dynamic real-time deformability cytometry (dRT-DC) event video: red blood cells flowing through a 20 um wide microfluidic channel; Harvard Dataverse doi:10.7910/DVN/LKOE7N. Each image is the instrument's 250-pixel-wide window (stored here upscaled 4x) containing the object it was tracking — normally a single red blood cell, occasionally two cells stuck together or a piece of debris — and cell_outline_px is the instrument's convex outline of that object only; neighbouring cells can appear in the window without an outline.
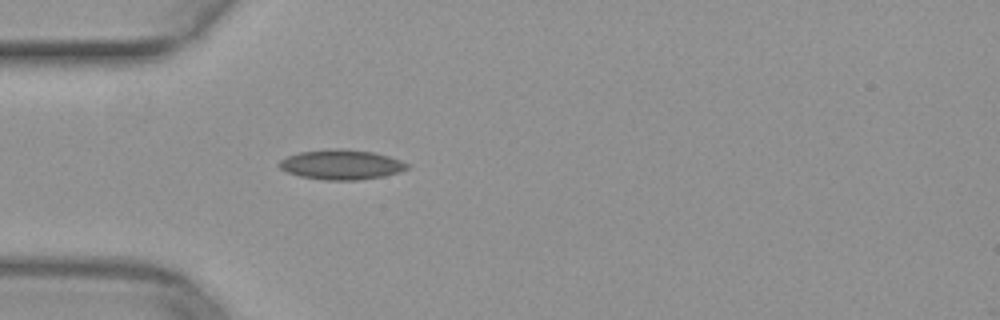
{"species": "common noctule bat (a hibernating species)", "species_latin": "Nyctalus noctula", "temperature_condition": "warm", "stored_images_in_passage": 31, "camera_frame_rate_fps": 3000, "um_per_image_px": 0.085, "animal": {"sex": "female", "body_mass_g": 29.2, "forearm_length_mm": 56.3}, "frame": {"image": 1, "passage_image": 1, "time_ms": 0.0, "image_size_px": [1000, 320], "cell_outline_px": [[408, 168], [400, 172], [384, 176], [356, 180], [324, 180], [300, 176], [288, 172], [280, 168], [280, 160], [288, 156], [300, 152], [376, 152], [400, 160], [408, 164]], "centroid_in_image_um": [29.06, 14.05], "position_along_channel_um": 55.9, "area_um2": 20.98}}
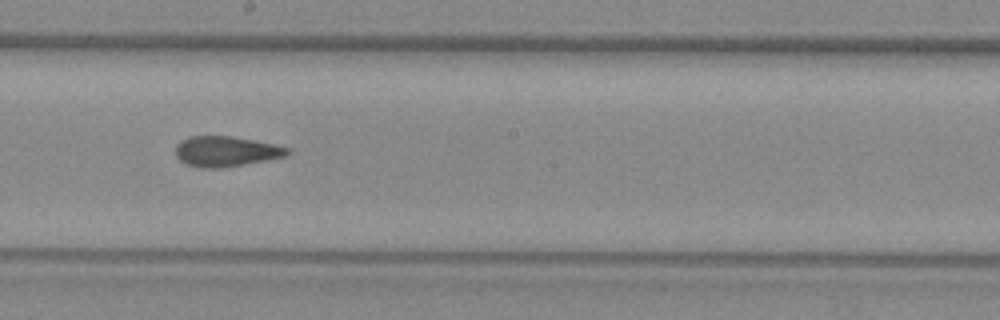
{"frame": {"image": 2, "passage_image": 14, "time_ms": 4.333, "image_size_px": [1000, 320], "cell_outline_px": [[292, 152], [288, 156], [268, 160], [220, 168], [200, 168], [188, 164], [180, 160], [176, 156], [176, 144], [180, 140], [188, 136], [232, 136], [292, 148]], "centroid_in_image_um": [19.23, 12.86], "position_along_channel_um": 229.0, "area_um2": 19.88}}
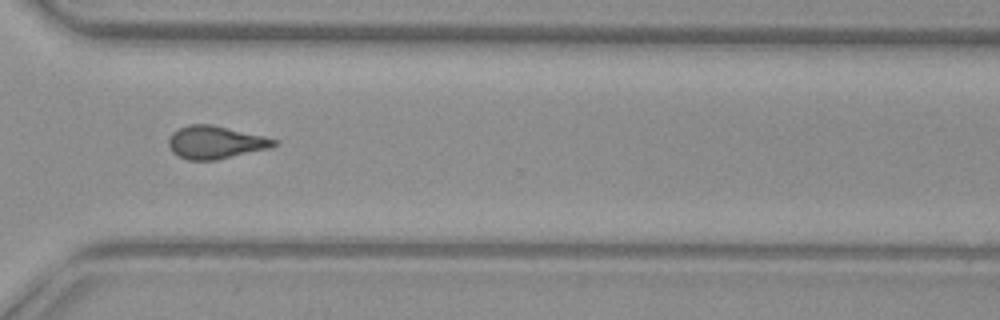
{"frame": {"image": 3, "passage_image": 23, "time_ms": 7.333, "image_size_px": [1000, 320], "cell_outline_px": [[280, 144], [272, 148], [216, 160], [188, 160], [172, 152], [168, 144], [168, 136], [172, 132], [188, 124], [212, 124], [264, 136], [280, 140]], "centroid_in_image_um": [18.35, 12.1], "position_along_channel_um": 352.2, "area_um2": 20.46}}